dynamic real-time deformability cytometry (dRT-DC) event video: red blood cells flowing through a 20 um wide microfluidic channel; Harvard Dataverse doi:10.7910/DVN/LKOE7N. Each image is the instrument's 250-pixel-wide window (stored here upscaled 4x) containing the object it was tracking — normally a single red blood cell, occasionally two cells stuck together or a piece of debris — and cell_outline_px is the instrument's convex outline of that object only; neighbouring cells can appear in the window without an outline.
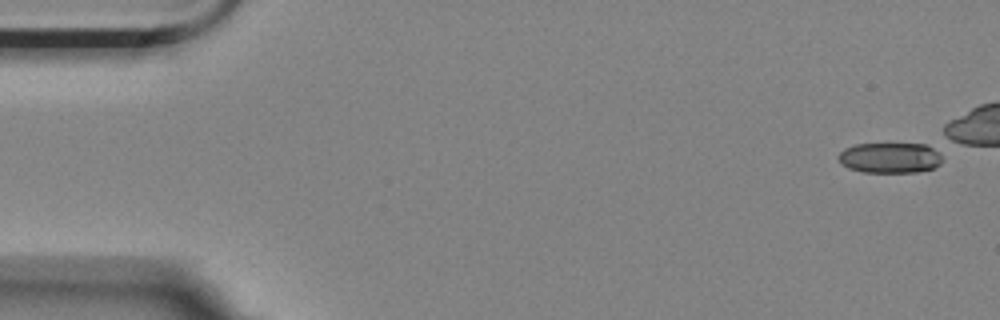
{"species": "Egyptian fruit bat (a non-hibernating species)", "species_latin": "Rousettus aegyptiacus", "temperature_condition": "room temperature", "stored_images_in_passage": 3, "camera_frame_rate_fps": 3000, "um_per_image_px": 0.085, "animal": {"sex": "female"}, "frame": {"image": 1, "passage_image": 1, "time_ms": 0.0, "image_size_px": [1000, 320], "cell_outline_px": [[944, 160], [940, 164], [932, 168], [916, 172], [864, 172], [848, 168], [840, 164], [836, 156], [844, 148], [856, 144], [888, 140], [936, 144]], "centroid_in_image_um": [75.71, 13.32], "position_along_channel_um": 9.3, "area_um2": 20.11}}